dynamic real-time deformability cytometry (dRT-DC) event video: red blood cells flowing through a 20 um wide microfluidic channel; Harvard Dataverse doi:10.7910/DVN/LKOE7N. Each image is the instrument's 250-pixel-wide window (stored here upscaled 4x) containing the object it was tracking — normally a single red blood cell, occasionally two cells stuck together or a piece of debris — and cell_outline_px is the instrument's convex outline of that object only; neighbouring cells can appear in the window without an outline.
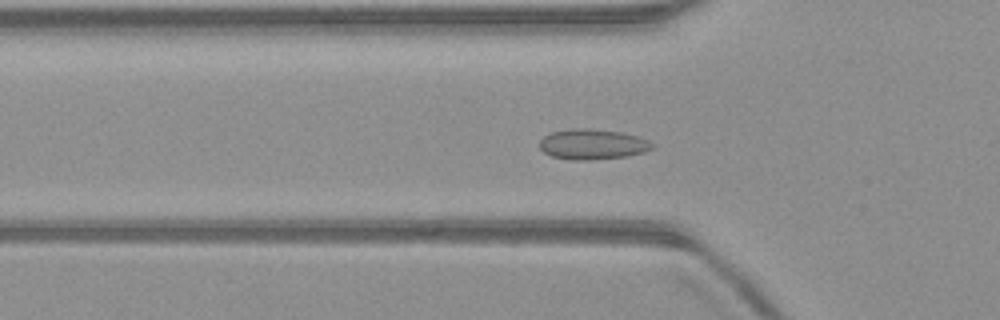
{"species": "common noctule bat (a hibernating species)", "species_latin": "Nyctalus noctula", "temperature_condition": "warm", "stored_images_in_passage": 52, "camera_frame_rate_fps": 3000, "um_per_image_px": 0.085, "animal": {"sex": "male", "body_mass_g": 23.1, "forearm_length_mm": 52.7}, "frame": {"image": 1, "passage_image": 17, "time_ms": 5.333, "image_size_px": [1000, 320], "cell_outline_px": [[656, 144], [652, 148], [644, 152], [628, 156], [592, 160], [572, 160], [552, 156], [544, 152], [540, 148], [540, 140], [544, 136], [552, 132], [568, 128], [588, 128], [620, 132], [636, 136], [648, 140]], "centroid_in_image_um": [50.37, 12.26], "position_along_channel_um": 75.4, "area_um2": 20.0}}
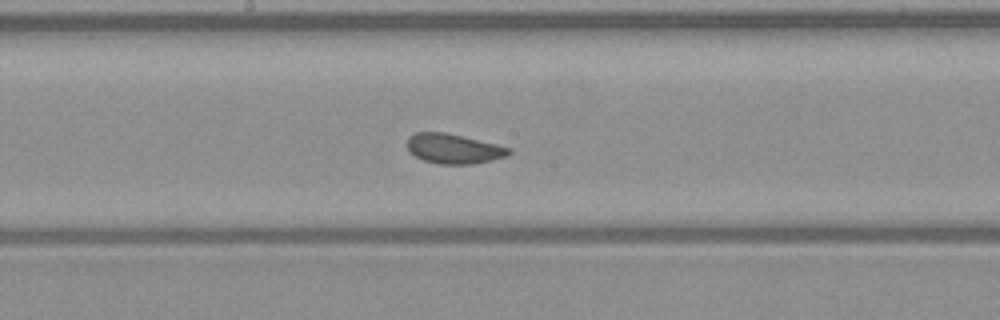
{"frame": {"image": 2, "passage_image": 27, "time_ms": 8.667, "image_size_px": [1000, 320], "cell_outline_px": [[512, 152], [508, 156], [472, 164], [440, 164], [424, 160], [416, 156], [408, 148], [408, 136], [416, 132], [444, 132], [496, 144], [512, 148]], "centroid_in_image_um": [38.59, 12.64], "position_along_channel_um": 209.6, "area_um2": 17.46}}
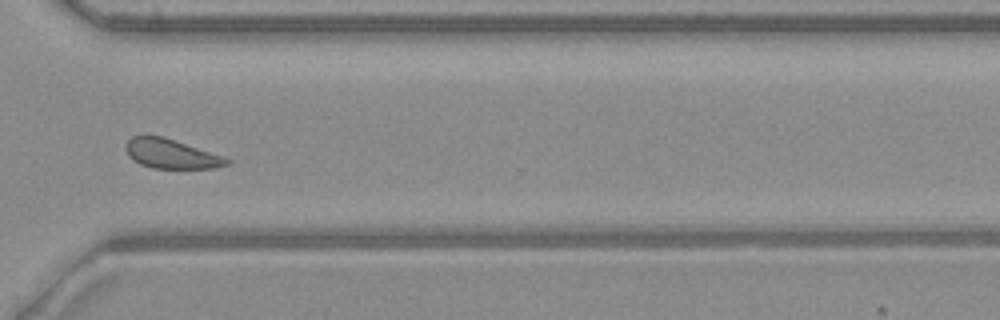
{"frame": {"image": 3, "passage_image": 38, "time_ms": 12.333, "image_size_px": [1000, 320], "cell_outline_px": [[232, 160], [228, 164], [216, 168], [152, 168], [140, 164], [132, 160], [128, 156], [124, 148], [128, 140], [132, 136], [164, 136], [224, 156]], "centroid_in_image_um": [14.55, 13.07], "position_along_channel_um": 356.1, "area_um2": 17.46}, "authors_computed_cell_mechanics": {"area_um2": 18.3515, "velocity_mm_per_s": 4.0004, "shape_relaxation_time_tau1_ms": null, "shape_relaxation_time_tau2_ms": 1.5917, "deformation_change_tau1": null, "deformation_change_tau2": 0.0543}}